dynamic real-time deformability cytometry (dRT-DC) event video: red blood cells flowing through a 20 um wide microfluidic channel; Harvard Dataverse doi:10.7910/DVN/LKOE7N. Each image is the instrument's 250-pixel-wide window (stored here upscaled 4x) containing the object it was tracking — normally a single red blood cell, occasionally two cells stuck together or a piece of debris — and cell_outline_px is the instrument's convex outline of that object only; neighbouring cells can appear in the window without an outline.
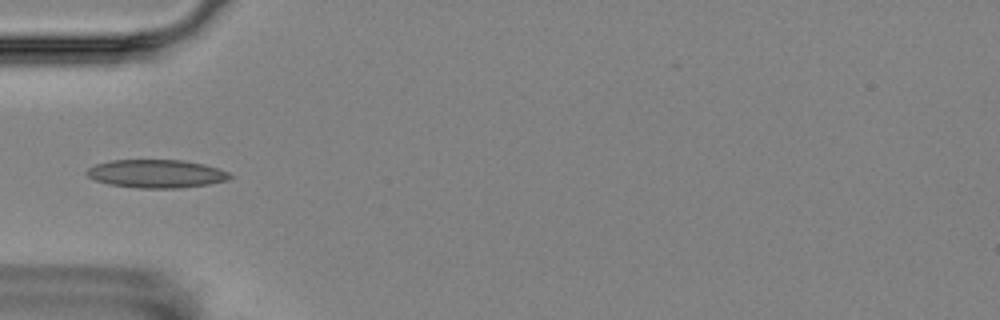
{"species": "Egyptian fruit bat (a non-hibernating species)", "species_latin": "Rousettus aegyptiacus", "temperature_condition": "room temperature", "stored_images_in_passage": 15, "camera_frame_rate_fps": 3000, "um_per_image_px": 0.085, "animal": {"sex": "female"}, "frame": {"image": 1, "passage_image": 5, "time_ms": 5.333, "image_size_px": [1000, 320], "cell_outline_px": [[232, 176], [228, 180], [208, 184], [180, 188], [136, 188], [108, 184], [96, 180], [88, 176], [84, 172], [88, 168], [96, 164], [112, 160], [184, 160], [204, 164], [228, 172]], "centroid_in_image_um": [13.27, 14.77], "position_along_channel_um": 71.7, "area_um2": 23.52}}
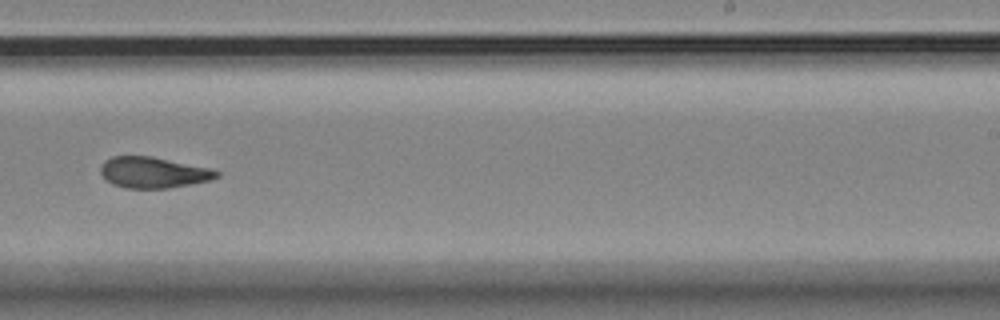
{"frame": {"image": 2, "passage_image": 10, "time_ms": 11.0, "image_size_px": [1000, 320], "cell_outline_px": [[220, 176], [212, 180], [192, 184], [168, 188], [128, 188], [112, 184], [100, 172], [100, 164], [104, 160], [112, 156], [152, 156], [212, 168], [220, 172]], "centroid_in_image_um": [13.07, 14.65], "position_along_channel_um": 275.9, "area_um2": 21.15}}
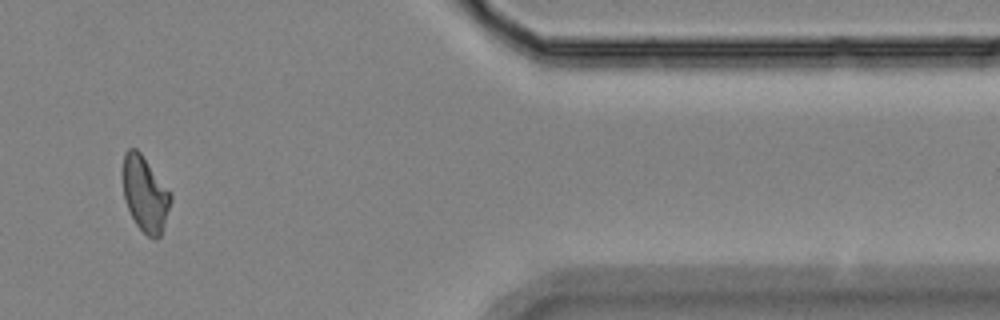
{"frame": {"image": 3, "passage_image": 14, "time_ms": 15.333, "image_size_px": [1000, 320], "cell_outline_px": [[172, 200], [160, 236], [156, 240], [148, 236], [136, 224], [124, 200], [124, 152], [128, 148], [136, 148], [140, 152], [172, 196]], "centroid_in_image_um": [12.33, 16.51], "position_along_channel_um": 399.1, "area_um2": 20.4}, "authors_computed_cell_mechanics": {"area_um2": 21.1548, "velocity_mm_per_s": 3.602, "shape_relaxation_time_tau1_ms": null, "shape_relaxation_time_tau2_ms": 5.3198, "deformation_change_tau1": null, "deformation_change_tau2": 0.0946}}